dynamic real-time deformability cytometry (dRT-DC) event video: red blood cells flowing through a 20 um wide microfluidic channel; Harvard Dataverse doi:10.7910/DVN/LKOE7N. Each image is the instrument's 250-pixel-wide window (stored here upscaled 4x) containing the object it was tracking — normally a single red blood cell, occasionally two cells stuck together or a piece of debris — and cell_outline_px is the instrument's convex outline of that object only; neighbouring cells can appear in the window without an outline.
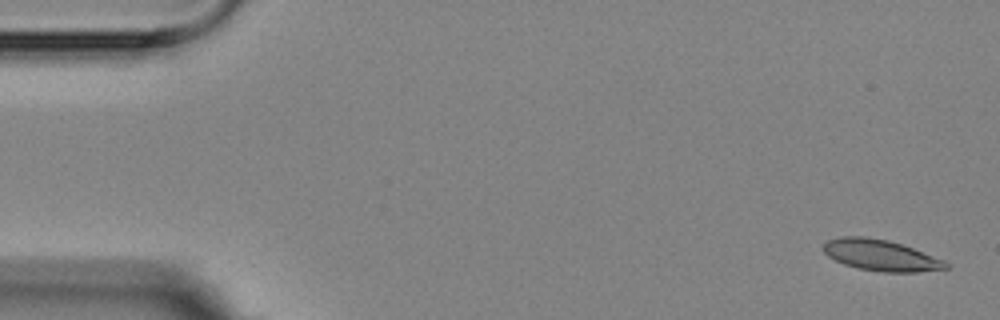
{"species": "Egyptian fruit bat (a non-hibernating species)", "species_latin": "Rousettus aegyptiacus", "temperature_condition": "room temperature", "stored_images_in_passage": 6, "segment_of_instrument_passage": [1, 2], "camera_frame_rate_fps": 3000, "um_per_image_px": 0.085, "animal": {"sex": "female"}, "frame": {"image": 1, "passage_image": 1, "time_ms": 0.0, "image_size_px": [1000, 320], "cell_outline_px": [[952, 264], [948, 268], [916, 272], [884, 272], [860, 268], [844, 264], [828, 256], [824, 252], [824, 244], [828, 240], [844, 236], [864, 236], [888, 240], [912, 248], [944, 260]], "centroid_in_image_um": [74.89, 21.7], "position_along_channel_um": 10.1, "area_um2": 21.91}}